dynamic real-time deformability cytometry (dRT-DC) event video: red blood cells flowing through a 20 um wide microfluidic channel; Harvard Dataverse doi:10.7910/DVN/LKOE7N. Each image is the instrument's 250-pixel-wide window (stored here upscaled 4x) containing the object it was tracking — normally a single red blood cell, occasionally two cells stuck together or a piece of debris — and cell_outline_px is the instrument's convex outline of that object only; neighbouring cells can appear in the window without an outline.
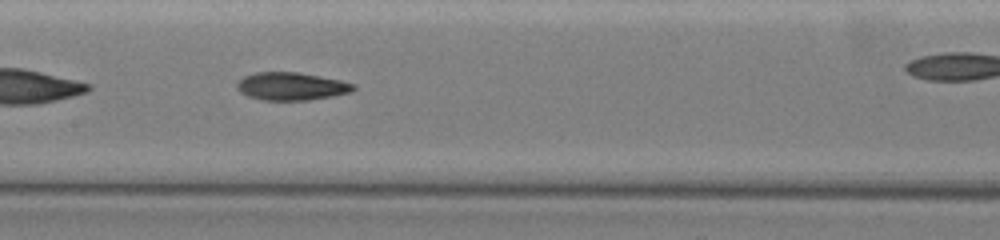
{"species": "common noctule bat (a hibernating species)", "species_latin": "Nyctalus noctula", "temperature_condition": "warm", "stored_images_in_passage": 18, "camera_frame_rate_fps": 3000, "um_per_image_px": 0.085, "animal": {"sex": "female", "body_mass_g": 19.5, "forearm_length_mm": 54.1}, "frame": {"image": 1, "passage_image": 9, "time_ms": 2.667, "image_size_px": [1000, 240], "cell_outline_px": [[356, 88], [352, 92], [332, 96], [308, 100], [264, 100], [248, 96], [240, 92], [236, 88], [236, 80], [244, 76], [256, 72], [296, 72], [340, 80], [356, 84]], "centroid_in_image_um": [24.74, 7.33], "position_along_channel_um": 182.7, "area_um2": 18.96}}